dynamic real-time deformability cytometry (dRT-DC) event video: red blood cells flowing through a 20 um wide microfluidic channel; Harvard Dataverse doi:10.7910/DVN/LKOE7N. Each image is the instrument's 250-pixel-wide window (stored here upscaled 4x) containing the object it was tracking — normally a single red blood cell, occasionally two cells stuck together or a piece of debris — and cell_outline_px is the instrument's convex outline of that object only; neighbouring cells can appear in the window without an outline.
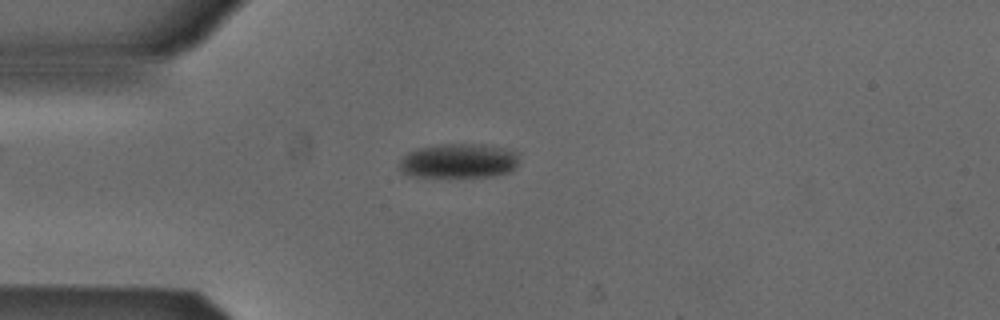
{"species": "Egyptian fruit bat (a non-hibernating species)", "species_latin": "Rousettus aegyptiacus", "temperature_condition": "cold", "stored_images_in_passage": 52, "camera_frame_rate_fps": 3000, "um_per_image_px": 0.085, "animal": {"sex": "male"}, "frame": {"image": 1, "passage_image": 13, "time_ms": 4.0, "image_size_px": [1000, 320], "cell_outline_px": [[520, 152], [516, 168], [508, 172], [492, 176], [408, 176], [400, 172], [396, 168], [400, 160], [408, 152], [416, 148], [444, 144], [484, 144], [504, 148]], "centroid_in_image_um": [38.97, 13.66], "position_along_channel_um": 46.0, "area_um2": 24.33}}
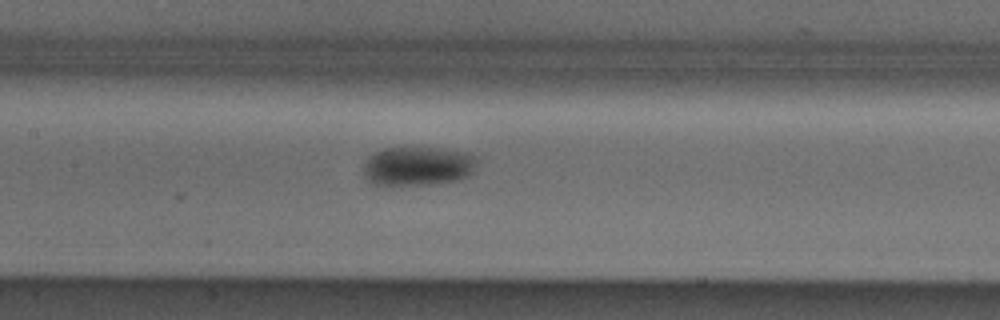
{"frame": {"image": 2, "passage_image": 24, "time_ms": 7.667, "image_size_px": [1000, 320], "cell_outline_px": [[476, 160], [472, 172], [468, 176], [456, 180], [432, 184], [388, 188], [372, 184], [364, 176], [364, 164], [376, 152], [384, 148], [412, 144], [444, 148], [468, 152]], "centroid_in_image_um": [35.46, 14.11], "position_along_channel_um": 171.9, "area_um2": 27.17}}
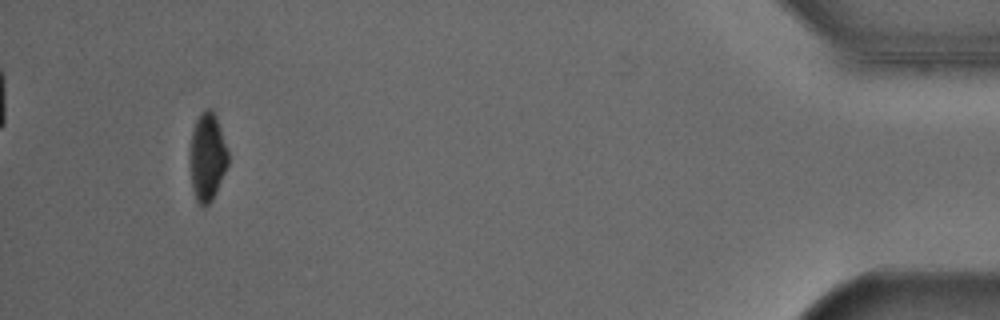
{"frame": {"image": 3, "passage_image": 49, "time_ms": 16.0, "image_size_px": [1000, 320], "cell_outline_px": [[228, 164], [216, 192], [212, 200], [204, 208], [200, 208], [196, 200], [192, 188], [192, 132], [196, 120], [200, 112], [204, 108], [212, 108], [216, 116], [228, 152]], "centroid_in_image_um": [17.65, 13.35], "position_along_channel_um": 417.6, "area_um2": 19.13}, "authors_computed_cell_mechanics": {"area_um2": 23.4379, "velocity_mm_per_s": 3.8617, "shape_relaxation_time_tau1_ms": 2.2023, "shape_relaxation_time_tau2_ms": null, "deformation_change_tau1": 0.0633, "deformation_change_tau2": null}}